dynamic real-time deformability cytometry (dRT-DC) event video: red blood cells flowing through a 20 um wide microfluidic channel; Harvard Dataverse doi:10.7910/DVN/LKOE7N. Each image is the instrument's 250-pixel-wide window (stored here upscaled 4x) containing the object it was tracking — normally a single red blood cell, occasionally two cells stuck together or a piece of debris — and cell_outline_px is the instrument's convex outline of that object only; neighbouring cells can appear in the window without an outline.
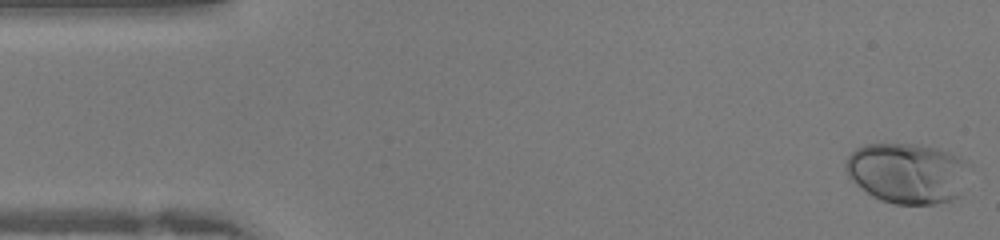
{"species": "human", "species_latin": "Homo sapiens", "temperature_condition": "warm", "stored_images_in_passage": 41, "camera_frame_rate_fps": 3000, "um_per_image_px": 0.085, "donor": {"sex": "female"}, "frame": {"image": 1, "passage_image": 1, "time_ms": 0.0, "image_size_px": [1000, 240], "cell_outline_px": [[972, 168], [960, 196], [952, 200], [936, 204], [896, 204], [880, 200], [872, 196], [856, 184], [848, 176], [844, 168], [844, 164], [848, 156], [856, 148], [864, 144], [920, 144], [936, 148], [948, 152], [972, 164]], "centroid_in_image_um": [77.17, 14.72], "position_along_channel_um": 7.8, "area_um2": 44.27}}
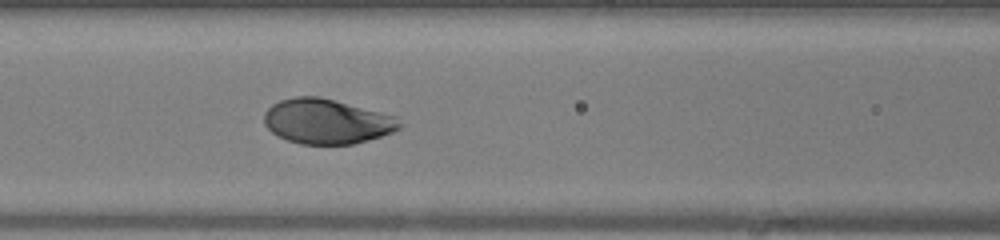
{"frame": {"image": 2, "passage_image": 17, "time_ms": 5.333, "image_size_px": [1000, 240], "cell_outline_px": [[400, 128], [392, 132], [368, 140], [352, 144], [300, 144], [288, 140], [272, 132], [264, 124], [264, 112], [272, 104], [280, 100], [292, 96], [316, 96], [396, 116], [400, 124]], "centroid_in_image_um": [27.73, 10.32], "position_along_channel_um": 138.9, "area_um2": 35.03}}
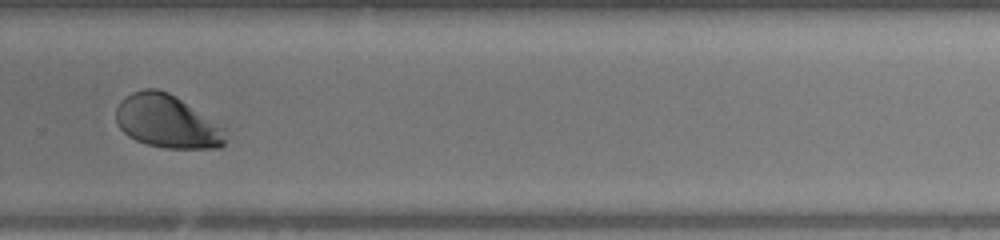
{"frame": {"image": 3, "passage_image": 28, "time_ms": 9.0, "image_size_px": [1000, 240], "cell_outline_px": [[228, 128], [224, 144], [220, 148], [164, 148], [148, 144], [136, 140], [128, 136], [120, 128], [116, 120], [116, 108], [120, 100], [132, 92], [144, 88], [156, 88], [168, 92]], "centroid_in_image_um": [14.23, 10.32], "position_along_channel_um": 315.6, "area_um2": 34.16}}